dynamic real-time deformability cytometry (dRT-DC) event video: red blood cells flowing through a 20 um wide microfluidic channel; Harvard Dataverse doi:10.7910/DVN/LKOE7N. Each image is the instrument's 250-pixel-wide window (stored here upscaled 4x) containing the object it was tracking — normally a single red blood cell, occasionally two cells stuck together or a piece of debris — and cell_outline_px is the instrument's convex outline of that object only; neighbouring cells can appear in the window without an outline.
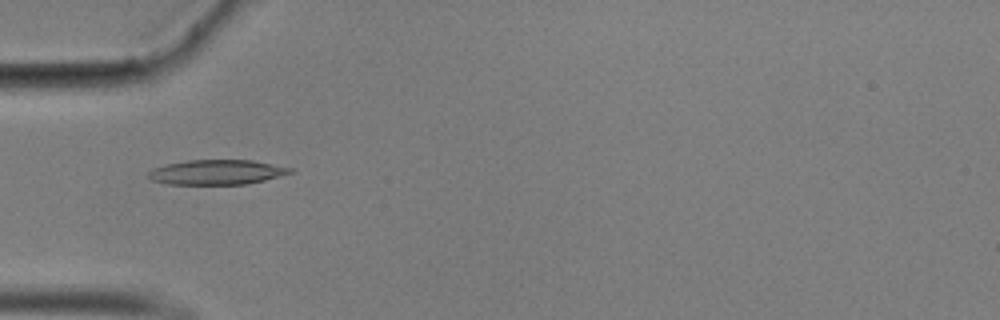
{"species": "common noctule bat (a hibernating species)", "species_latin": "Nyctalus noctula", "temperature_condition": "cold", "stored_images_in_passage": 57, "camera_frame_rate_fps": 3000, "um_per_image_px": 0.085, "animal": {"sex": "male", "body_mass_g": 17.9}, "frame": {"image": 1, "passage_image": 18, "time_ms": 5.667, "image_size_px": [1000, 320], "cell_outline_px": [[296, 172], [264, 180], [244, 184], [168, 184], [152, 180], [148, 176], [148, 172], [152, 168], [168, 164], [188, 160], [252, 160], [292, 168]], "centroid_in_image_um": [18.44, 14.63], "position_along_channel_um": 66.6, "area_um2": 20.4}}
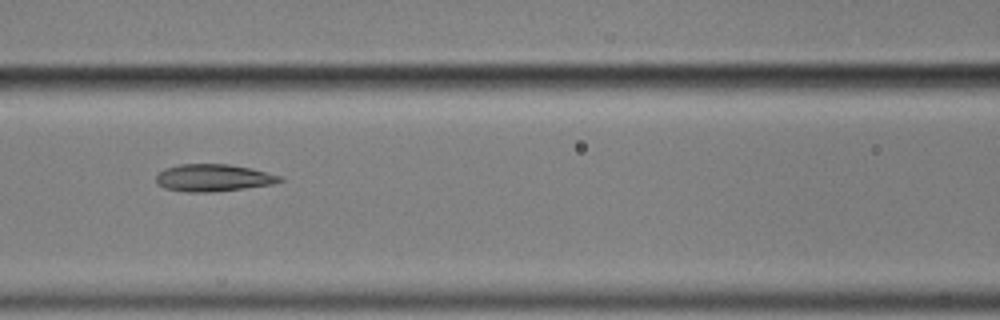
{"frame": {"image": 2, "passage_image": 25, "time_ms": 8.0, "image_size_px": [1000, 320], "cell_outline_px": [[284, 180], [272, 184], [244, 188], [212, 192], [184, 192], [164, 188], [156, 184], [156, 176], [164, 168], [180, 164], [228, 164], [252, 168], [280, 176]], "centroid_in_image_um": [18.09, 15.11], "position_along_channel_um": 148.5, "area_um2": 19.65}}
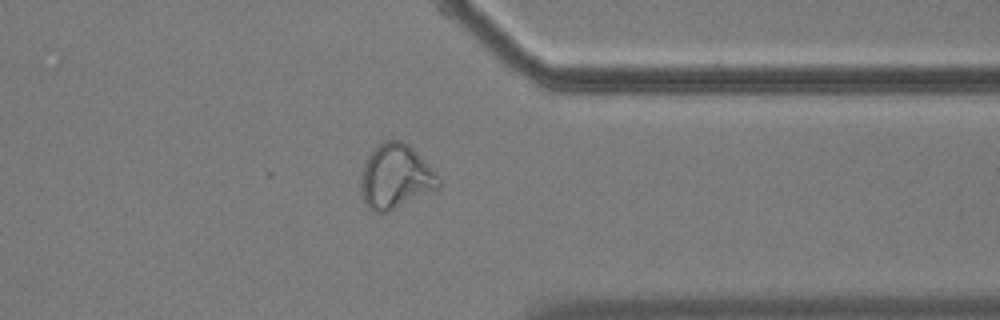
{"frame": {"image": 3, "passage_image": 45, "time_ms": 14.667, "image_size_px": [1000, 320], "cell_outline_px": [[440, 188], [388, 212], [372, 212], [368, 208], [360, 192], [360, 180], [364, 164], [368, 156], [380, 144], [388, 140], [400, 140], [408, 144], [440, 176]], "centroid_in_image_um": [33.63, 15.05], "position_along_channel_um": 377.8, "area_um2": 29.13}, "authors_computed_cell_mechanics": {"area_um2": 20.4612, "velocity_mm_per_s": 3.5137, "shape_relaxation_time_tau1_ms": null, "shape_relaxation_time_tau2_ms": 1.9094, "deformation_change_tau1": null, "deformation_change_tau2": 0.0926}}